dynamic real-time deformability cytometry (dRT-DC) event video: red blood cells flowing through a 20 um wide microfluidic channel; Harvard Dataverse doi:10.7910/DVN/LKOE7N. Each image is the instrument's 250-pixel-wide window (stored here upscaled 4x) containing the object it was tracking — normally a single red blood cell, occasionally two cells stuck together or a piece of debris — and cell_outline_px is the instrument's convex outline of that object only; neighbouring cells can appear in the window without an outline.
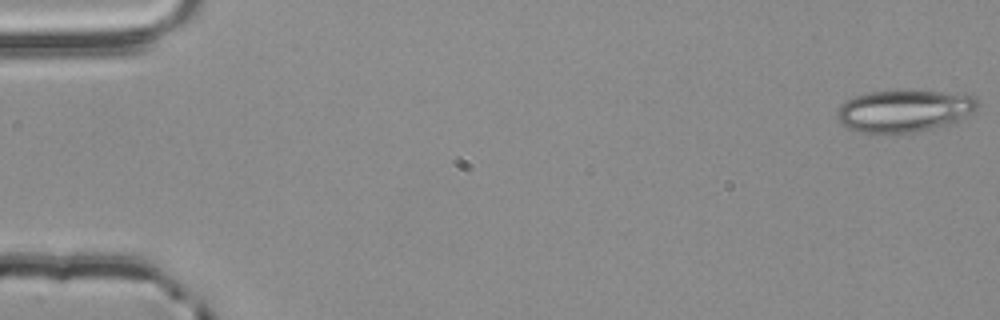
{"species": "common noctule bat (a hibernating species)", "species_latin": "Nyctalus noctula", "temperature_condition": "room temperature", "stored_images_in_passage": 54, "camera_frame_rate_fps": 3000, "um_per_image_px": 0.085, "animal": {"sex": "male", "body_mass_g": 20.4}, "frame": {"image": 1, "passage_image": 1, "time_ms": 0.0, "image_size_px": [1000, 320], "cell_outline_px": [[980, 104], [972, 112], [960, 120], [948, 124], [932, 128], [908, 132], [864, 132], [848, 128], [836, 116], [836, 112], [840, 104], [856, 96], [868, 92], [896, 88], [904, 88], [976, 96]], "centroid_in_image_um": [76.87, 9.36], "position_along_channel_um": 8.1, "area_um2": 34.68}}
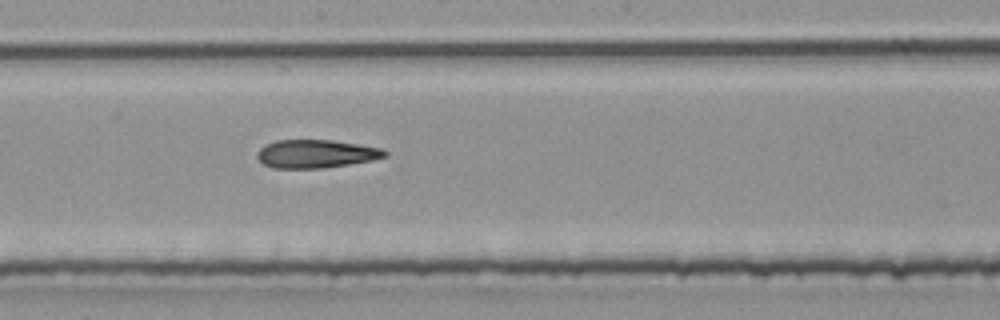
{"frame": {"image": 2, "passage_image": 30, "time_ms": 9.667, "image_size_px": [1000, 320], "cell_outline_px": [[388, 156], [372, 160], [348, 164], [320, 168], [272, 168], [264, 164], [256, 156], [256, 152], [264, 144], [276, 140], [332, 140], [384, 148], [388, 152]], "centroid_in_image_um": [26.86, 13.06], "position_along_channel_um": 221.3, "area_um2": 21.1}}
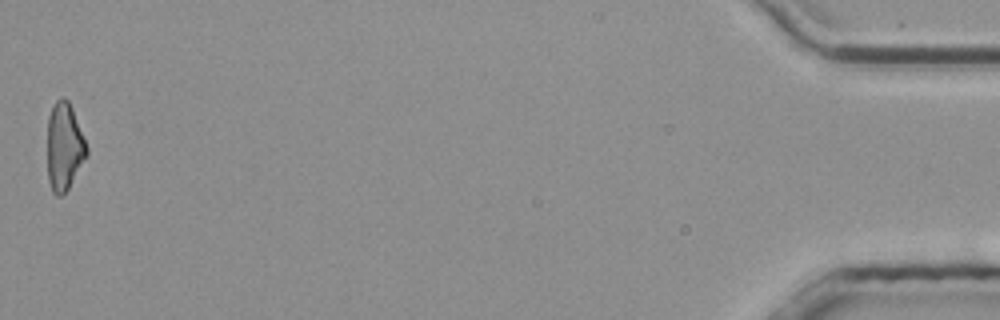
{"frame": {"image": 3, "passage_image": 54, "time_ms": 17.667, "image_size_px": [1000, 320], "cell_outline_px": [[88, 156], [68, 188], [60, 196], [56, 196], [52, 192], [48, 180], [48, 116], [52, 104], [60, 96], [64, 96], [68, 100], [72, 108], [88, 148]], "centroid_in_image_um": [5.46, 12.44], "position_along_channel_um": 429.7, "area_um2": 20.23}}